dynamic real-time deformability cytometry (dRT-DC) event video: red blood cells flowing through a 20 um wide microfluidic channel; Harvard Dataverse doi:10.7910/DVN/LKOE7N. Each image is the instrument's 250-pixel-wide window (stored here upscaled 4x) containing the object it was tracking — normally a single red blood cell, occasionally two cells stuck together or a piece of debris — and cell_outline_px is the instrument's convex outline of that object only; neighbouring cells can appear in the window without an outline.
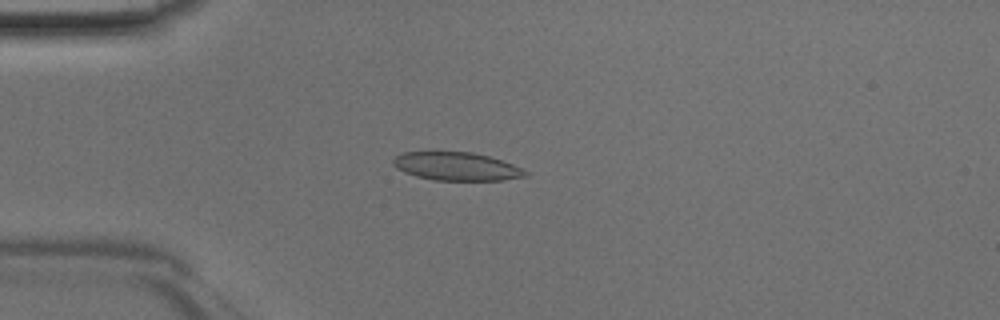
{"species": "Egyptian fruit bat (a non-hibernating species)", "species_latin": "Rousettus aegyptiacus", "temperature_condition": "room temperature", "stored_images_in_passage": 38, "camera_frame_rate_fps": 3000, "um_per_image_px": 0.085, "animal": {"sex": "male"}, "frame": {"image": 1, "passage_image": 8, "time_ms": 2.333, "image_size_px": [1000, 320], "cell_outline_px": [[528, 176], [500, 180], [432, 180], [416, 176], [404, 172], [396, 168], [392, 164], [392, 160], [396, 156], [404, 152], [472, 152], [488, 156], [512, 164], [528, 172]], "centroid_in_image_um": [38.77, 14.14], "position_along_channel_um": 46.2, "area_um2": 21.62}}
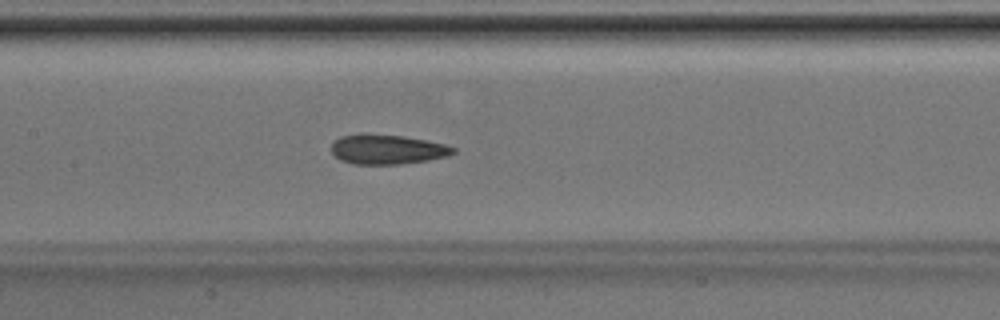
{"frame": {"image": 2, "passage_image": 18, "time_ms": 5.667, "image_size_px": [1000, 320], "cell_outline_px": [[456, 152], [448, 156], [428, 160], [400, 164], [352, 164], [340, 160], [332, 152], [332, 144], [340, 136], [404, 136], [444, 144], [456, 148]], "centroid_in_image_um": [32.97, 12.74], "position_along_channel_um": 174.4, "area_um2": 20.35}}
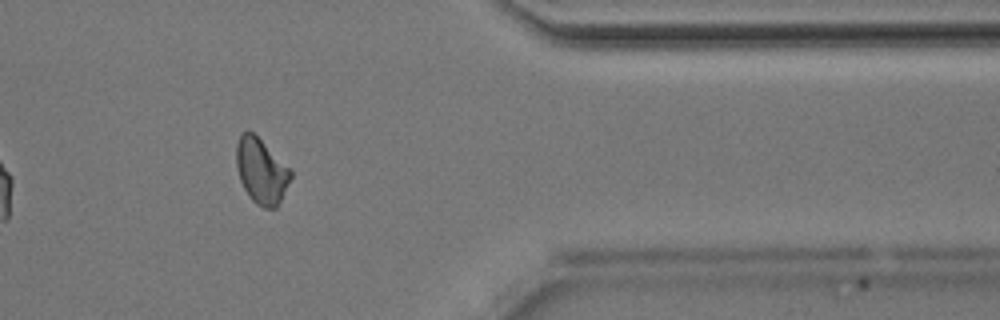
{"frame": {"image": 3, "passage_image": 34, "time_ms": 11.0, "image_size_px": [1000, 320], "cell_outline_px": [[292, 176], [276, 208], [264, 208], [256, 204], [252, 200], [244, 188], [240, 180], [236, 164], [236, 144], [240, 132], [252, 132], [292, 168]], "centroid_in_image_um": [22.21, 14.52], "position_along_channel_um": 389.2, "area_um2": 20.69}}